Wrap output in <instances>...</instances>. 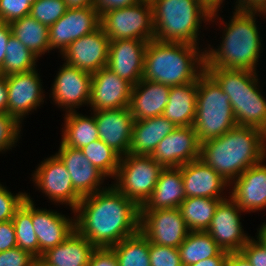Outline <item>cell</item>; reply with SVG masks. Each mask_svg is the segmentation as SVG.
<instances>
[{"mask_svg": "<svg viewBox=\"0 0 266 266\" xmlns=\"http://www.w3.org/2000/svg\"><path fill=\"white\" fill-rule=\"evenodd\" d=\"M73 213L75 230L96 248H111L140 230V207L112 184L82 197Z\"/></svg>", "mask_w": 266, "mask_h": 266, "instance_id": "cell-1", "label": "cell"}, {"mask_svg": "<svg viewBox=\"0 0 266 266\" xmlns=\"http://www.w3.org/2000/svg\"><path fill=\"white\" fill-rule=\"evenodd\" d=\"M266 158V133L237 125L216 139L201 144L200 159L230 185L246 169Z\"/></svg>", "mask_w": 266, "mask_h": 266, "instance_id": "cell-2", "label": "cell"}, {"mask_svg": "<svg viewBox=\"0 0 266 266\" xmlns=\"http://www.w3.org/2000/svg\"><path fill=\"white\" fill-rule=\"evenodd\" d=\"M204 71V51L198 45L155 39L147 43L142 79L173 87L198 80Z\"/></svg>", "mask_w": 266, "mask_h": 266, "instance_id": "cell-3", "label": "cell"}, {"mask_svg": "<svg viewBox=\"0 0 266 266\" xmlns=\"http://www.w3.org/2000/svg\"><path fill=\"white\" fill-rule=\"evenodd\" d=\"M258 13L238 10L233 12L229 25H224V36L219 47H208V50H204L205 67L256 72L262 49L260 31L255 23V15Z\"/></svg>", "mask_w": 266, "mask_h": 266, "instance_id": "cell-4", "label": "cell"}, {"mask_svg": "<svg viewBox=\"0 0 266 266\" xmlns=\"http://www.w3.org/2000/svg\"><path fill=\"white\" fill-rule=\"evenodd\" d=\"M218 82L230 103L237 125L261 129L266 133V99L258 88L254 71L205 67Z\"/></svg>", "mask_w": 266, "mask_h": 266, "instance_id": "cell-5", "label": "cell"}, {"mask_svg": "<svg viewBox=\"0 0 266 266\" xmlns=\"http://www.w3.org/2000/svg\"><path fill=\"white\" fill-rule=\"evenodd\" d=\"M154 39L198 45L202 21L211 13L199 0H151Z\"/></svg>", "mask_w": 266, "mask_h": 266, "instance_id": "cell-6", "label": "cell"}, {"mask_svg": "<svg viewBox=\"0 0 266 266\" xmlns=\"http://www.w3.org/2000/svg\"><path fill=\"white\" fill-rule=\"evenodd\" d=\"M237 126L230 103L218 82L205 70L197 82L196 116L193 127L200 144L216 139Z\"/></svg>", "mask_w": 266, "mask_h": 266, "instance_id": "cell-7", "label": "cell"}, {"mask_svg": "<svg viewBox=\"0 0 266 266\" xmlns=\"http://www.w3.org/2000/svg\"><path fill=\"white\" fill-rule=\"evenodd\" d=\"M162 169L151 156L128 153L120 158L113 186L141 207L153 193Z\"/></svg>", "mask_w": 266, "mask_h": 266, "instance_id": "cell-8", "label": "cell"}, {"mask_svg": "<svg viewBox=\"0 0 266 266\" xmlns=\"http://www.w3.org/2000/svg\"><path fill=\"white\" fill-rule=\"evenodd\" d=\"M100 27L110 40L154 39L151 1L142 0L130 7L113 9L100 16Z\"/></svg>", "mask_w": 266, "mask_h": 266, "instance_id": "cell-9", "label": "cell"}, {"mask_svg": "<svg viewBox=\"0 0 266 266\" xmlns=\"http://www.w3.org/2000/svg\"><path fill=\"white\" fill-rule=\"evenodd\" d=\"M140 231L154 244L178 248L190 230L179 208L140 211Z\"/></svg>", "mask_w": 266, "mask_h": 266, "instance_id": "cell-10", "label": "cell"}, {"mask_svg": "<svg viewBox=\"0 0 266 266\" xmlns=\"http://www.w3.org/2000/svg\"><path fill=\"white\" fill-rule=\"evenodd\" d=\"M32 176L38 190H42L55 203L69 205L72 211L82 199L74 190L65 165L56 155L44 159Z\"/></svg>", "mask_w": 266, "mask_h": 266, "instance_id": "cell-11", "label": "cell"}, {"mask_svg": "<svg viewBox=\"0 0 266 266\" xmlns=\"http://www.w3.org/2000/svg\"><path fill=\"white\" fill-rule=\"evenodd\" d=\"M62 66L54 80L50 95L55 104L66 109V113L76 112L78 106H88L90 102L92 73L67 63Z\"/></svg>", "mask_w": 266, "mask_h": 266, "instance_id": "cell-12", "label": "cell"}, {"mask_svg": "<svg viewBox=\"0 0 266 266\" xmlns=\"http://www.w3.org/2000/svg\"><path fill=\"white\" fill-rule=\"evenodd\" d=\"M228 198L218 204L207 232L224 251L240 252L250 236L244 233L240 222L239 213L243 211Z\"/></svg>", "mask_w": 266, "mask_h": 266, "instance_id": "cell-13", "label": "cell"}, {"mask_svg": "<svg viewBox=\"0 0 266 266\" xmlns=\"http://www.w3.org/2000/svg\"><path fill=\"white\" fill-rule=\"evenodd\" d=\"M100 27V15L94 7L67 9L65 14L49 27L50 51H63L73 41L92 33Z\"/></svg>", "mask_w": 266, "mask_h": 266, "instance_id": "cell-14", "label": "cell"}, {"mask_svg": "<svg viewBox=\"0 0 266 266\" xmlns=\"http://www.w3.org/2000/svg\"><path fill=\"white\" fill-rule=\"evenodd\" d=\"M200 149L193 126L177 127L158 143L151 157L163 168L180 167L199 159Z\"/></svg>", "mask_w": 266, "mask_h": 266, "instance_id": "cell-15", "label": "cell"}, {"mask_svg": "<svg viewBox=\"0 0 266 266\" xmlns=\"http://www.w3.org/2000/svg\"><path fill=\"white\" fill-rule=\"evenodd\" d=\"M8 89L7 113L20 122L24 116L42 104L44 99L41 79L36 69L6 76Z\"/></svg>", "mask_w": 266, "mask_h": 266, "instance_id": "cell-16", "label": "cell"}, {"mask_svg": "<svg viewBox=\"0 0 266 266\" xmlns=\"http://www.w3.org/2000/svg\"><path fill=\"white\" fill-rule=\"evenodd\" d=\"M110 39L99 27L68 45L61 54L65 63L94 73L107 66Z\"/></svg>", "mask_w": 266, "mask_h": 266, "instance_id": "cell-17", "label": "cell"}, {"mask_svg": "<svg viewBox=\"0 0 266 266\" xmlns=\"http://www.w3.org/2000/svg\"><path fill=\"white\" fill-rule=\"evenodd\" d=\"M133 85L108 67L92 73L89 106L93 111L129 107Z\"/></svg>", "mask_w": 266, "mask_h": 266, "instance_id": "cell-18", "label": "cell"}, {"mask_svg": "<svg viewBox=\"0 0 266 266\" xmlns=\"http://www.w3.org/2000/svg\"><path fill=\"white\" fill-rule=\"evenodd\" d=\"M99 139L121 157L127 155L132 142L134 119L130 108L93 111Z\"/></svg>", "mask_w": 266, "mask_h": 266, "instance_id": "cell-19", "label": "cell"}, {"mask_svg": "<svg viewBox=\"0 0 266 266\" xmlns=\"http://www.w3.org/2000/svg\"><path fill=\"white\" fill-rule=\"evenodd\" d=\"M147 43L138 39L110 40L106 67L136 85L142 79Z\"/></svg>", "mask_w": 266, "mask_h": 266, "instance_id": "cell-20", "label": "cell"}, {"mask_svg": "<svg viewBox=\"0 0 266 266\" xmlns=\"http://www.w3.org/2000/svg\"><path fill=\"white\" fill-rule=\"evenodd\" d=\"M55 155L65 165L73 188L81 197L106 189L100 186L106 176L92 165L81 149L68 147L60 142L58 153Z\"/></svg>", "mask_w": 266, "mask_h": 266, "instance_id": "cell-21", "label": "cell"}, {"mask_svg": "<svg viewBox=\"0 0 266 266\" xmlns=\"http://www.w3.org/2000/svg\"><path fill=\"white\" fill-rule=\"evenodd\" d=\"M31 201V220L39 244V257L48 249L61 244L75 230V219H70L57 211L36 209L34 201Z\"/></svg>", "mask_w": 266, "mask_h": 266, "instance_id": "cell-22", "label": "cell"}, {"mask_svg": "<svg viewBox=\"0 0 266 266\" xmlns=\"http://www.w3.org/2000/svg\"><path fill=\"white\" fill-rule=\"evenodd\" d=\"M263 161L246 169L231 183L229 195L243 212L266 208V165Z\"/></svg>", "mask_w": 266, "mask_h": 266, "instance_id": "cell-23", "label": "cell"}, {"mask_svg": "<svg viewBox=\"0 0 266 266\" xmlns=\"http://www.w3.org/2000/svg\"><path fill=\"white\" fill-rule=\"evenodd\" d=\"M181 175L187 197L226 199L222 196L230 184L202 159L181 166Z\"/></svg>", "mask_w": 266, "mask_h": 266, "instance_id": "cell-24", "label": "cell"}, {"mask_svg": "<svg viewBox=\"0 0 266 266\" xmlns=\"http://www.w3.org/2000/svg\"><path fill=\"white\" fill-rule=\"evenodd\" d=\"M169 86L141 79L132 87L130 111L135 121L163 115L170 93Z\"/></svg>", "mask_w": 266, "mask_h": 266, "instance_id": "cell-25", "label": "cell"}, {"mask_svg": "<svg viewBox=\"0 0 266 266\" xmlns=\"http://www.w3.org/2000/svg\"><path fill=\"white\" fill-rule=\"evenodd\" d=\"M185 198L181 166L163 168L153 193L140 207V211L179 208Z\"/></svg>", "mask_w": 266, "mask_h": 266, "instance_id": "cell-26", "label": "cell"}, {"mask_svg": "<svg viewBox=\"0 0 266 266\" xmlns=\"http://www.w3.org/2000/svg\"><path fill=\"white\" fill-rule=\"evenodd\" d=\"M176 128L163 115L134 121L129 154L151 156L158 143Z\"/></svg>", "mask_w": 266, "mask_h": 266, "instance_id": "cell-27", "label": "cell"}, {"mask_svg": "<svg viewBox=\"0 0 266 266\" xmlns=\"http://www.w3.org/2000/svg\"><path fill=\"white\" fill-rule=\"evenodd\" d=\"M95 248L74 230L61 244L44 252L41 258L51 266H88Z\"/></svg>", "mask_w": 266, "mask_h": 266, "instance_id": "cell-28", "label": "cell"}, {"mask_svg": "<svg viewBox=\"0 0 266 266\" xmlns=\"http://www.w3.org/2000/svg\"><path fill=\"white\" fill-rule=\"evenodd\" d=\"M197 82L170 88L169 99L163 116L176 127L193 126L196 116Z\"/></svg>", "mask_w": 266, "mask_h": 266, "instance_id": "cell-29", "label": "cell"}, {"mask_svg": "<svg viewBox=\"0 0 266 266\" xmlns=\"http://www.w3.org/2000/svg\"><path fill=\"white\" fill-rule=\"evenodd\" d=\"M12 35L22 42L37 57L49 52V27L30 14L9 23Z\"/></svg>", "mask_w": 266, "mask_h": 266, "instance_id": "cell-30", "label": "cell"}, {"mask_svg": "<svg viewBox=\"0 0 266 266\" xmlns=\"http://www.w3.org/2000/svg\"><path fill=\"white\" fill-rule=\"evenodd\" d=\"M65 124L61 142L68 147L81 149L99 139L97 123L93 116H84L76 112L65 113Z\"/></svg>", "mask_w": 266, "mask_h": 266, "instance_id": "cell-31", "label": "cell"}, {"mask_svg": "<svg viewBox=\"0 0 266 266\" xmlns=\"http://www.w3.org/2000/svg\"><path fill=\"white\" fill-rule=\"evenodd\" d=\"M182 266H189L199 261L219 255L223 249L207 231H190L178 247Z\"/></svg>", "mask_w": 266, "mask_h": 266, "instance_id": "cell-32", "label": "cell"}, {"mask_svg": "<svg viewBox=\"0 0 266 266\" xmlns=\"http://www.w3.org/2000/svg\"><path fill=\"white\" fill-rule=\"evenodd\" d=\"M224 199L187 197L179 210L190 231H207L218 204Z\"/></svg>", "mask_w": 266, "mask_h": 266, "instance_id": "cell-33", "label": "cell"}, {"mask_svg": "<svg viewBox=\"0 0 266 266\" xmlns=\"http://www.w3.org/2000/svg\"><path fill=\"white\" fill-rule=\"evenodd\" d=\"M111 248L118 266H150L149 240L140 230Z\"/></svg>", "mask_w": 266, "mask_h": 266, "instance_id": "cell-34", "label": "cell"}, {"mask_svg": "<svg viewBox=\"0 0 266 266\" xmlns=\"http://www.w3.org/2000/svg\"><path fill=\"white\" fill-rule=\"evenodd\" d=\"M12 222L15 227L17 247L39 257V244L31 220V201L27 198L16 210Z\"/></svg>", "mask_w": 266, "mask_h": 266, "instance_id": "cell-35", "label": "cell"}, {"mask_svg": "<svg viewBox=\"0 0 266 266\" xmlns=\"http://www.w3.org/2000/svg\"><path fill=\"white\" fill-rule=\"evenodd\" d=\"M6 47V55L0 75L7 76L36 69L38 57L12 34Z\"/></svg>", "mask_w": 266, "mask_h": 266, "instance_id": "cell-36", "label": "cell"}, {"mask_svg": "<svg viewBox=\"0 0 266 266\" xmlns=\"http://www.w3.org/2000/svg\"><path fill=\"white\" fill-rule=\"evenodd\" d=\"M81 151L106 177H115L121 156L105 142L98 139L81 148Z\"/></svg>", "mask_w": 266, "mask_h": 266, "instance_id": "cell-37", "label": "cell"}, {"mask_svg": "<svg viewBox=\"0 0 266 266\" xmlns=\"http://www.w3.org/2000/svg\"><path fill=\"white\" fill-rule=\"evenodd\" d=\"M67 9L64 0H33L30 15L50 27L65 14Z\"/></svg>", "mask_w": 266, "mask_h": 266, "instance_id": "cell-38", "label": "cell"}, {"mask_svg": "<svg viewBox=\"0 0 266 266\" xmlns=\"http://www.w3.org/2000/svg\"><path fill=\"white\" fill-rule=\"evenodd\" d=\"M21 122L14 116L0 114V152L10 150L20 138Z\"/></svg>", "mask_w": 266, "mask_h": 266, "instance_id": "cell-39", "label": "cell"}, {"mask_svg": "<svg viewBox=\"0 0 266 266\" xmlns=\"http://www.w3.org/2000/svg\"><path fill=\"white\" fill-rule=\"evenodd\" d=\"M150 266H182L178 248L160 246L149 241Z\"/></svg>", "mask_w": 266, "mask_h": 266, "instance_id": "cell-40", "label": "cell"}, {"mask_svg": "<svg viewBox=\"0 0 266 266\" xmlns=\"http://www.w3.org/2000/svg\"><path fill=\"white\" fill-rule=\"evenodd\" d=\"M27 195L26 192L13 195L0 183V222L12 220L16 210L27 199Z\"/></svg>", "mask_w": 266, "mask_h": 266, "instance_id": "cell-41", "label": "cell"}, {"mask_svg": "<svg viewBox=\"0 0 266 266\" xmlns=\"http://www.w3.org/2000/svg\"><path fill=\"white\" fill-rule=\"evenodd\" d=\"M33 0H0V21L10 23L30 14Z\"/></svg>", "mask_w": 266, "mask_h": 266, "instance_id": "cell-42", "label": "cell"}, {"mask_svg": "<svg viewBox=\"0 0 266 266\" xmlns=\"http://www.w3.org/2000/svg\"><path fill=\"white\" fill-rule=\"evenodd\" d=\"M34 258L29 252L14 247L0 252V266H32Z\"/></svg>", "mask_w": 266, "mask_h": 266, "instance_id": "cell-43", "label": "cell"}, {"mask_svg": "<svg viewBox=\"0 0 266 266\" xmlns=\"http://www.w3.org/2000/svg\"><path fill=\"white\" fill-rule=\"evenodd\" d=\"M240 252L252 266H266V249L258 240L251 237Z\"/></svg>", "mask_w": 266, "mask_h": 266, "instance_id": "cell-44", "label": "cell"}, {"mask_svg": "<svg viewBox=\"0 0 266 266\" xmlns=\"http://www.w3.org/2000/svg\"><path fill=\"white\" fill-rule=\"evenodd\" d=\"M88 266H118V261L112 248H95Z\"/></svg>", "mask_w": 266, "mask_h": 266, "instance_id": "cell-45", "label": "cell"}, {"mask_svg": "<svg viewBox=\"0 0 266 266\" xmlns=\"http://www.w3.org/2000/svg\"><path fill=\"white\" fill-rule=\"evenodd\" d=\"M17 247L15 227L12 220L0 222V252Z\"/></svg>", "mask_w": 266, "mask_h": 266, "instance_id": "cell-46", "label": "cell"}, {"mask_svg": "<svg viewBox=\"0 0 266 266\" xmlns=\"http://www.w3.org/2000/svg\"><path fill=\"white\" fill-rule=\"evenodd\" d=\"M140 1L142 0H94L93 7L101 16L110 10L130 7Z\"/></svg>", "mask_w": 266, "mask_h": 266, "instance_id": "cell-47", "label": "cell"}, {"mask_svg": "<svg viewBox=\"0 0 266 266\" xmlns=\"http://www.w3.org/2000/svg\"><path fill=\"white\" fill-rule=\"evenodd\" d=\"M236 3L234 10L259 12L260 15H266V0H237Z\"/></svg>", "mask_w": 266, "mask_h": 266, "instance_id": "cell-48", "label": "cell"}, {"mask_svg": "<svg viewBox=\"0 0 266 266\" xmlns=\"http://www.w3.org/2000/svg\"><path fill=\"white\" fill-rule=\"evenodd\" d=\"M12 32L9 23L0 21V70L2 68L4 57L6 55V45Z\"/></svg>", "mask_w": 266, "mask_h": 266, "instance_id": "cell-49", "label": "cell"}, {"mask_svg": "<svg viewBox=\"0 0 266 266\" xmlns=\"http://www.w3.org/2000/svg\"><path fill=\"white\" fill-rule=\"evenodd\" d=\"M227 256L228 252L223 250L219 255L215 257L199 261L189 266H226Z\"/></svg>", "mask_w": 266, "mask_h": 266, "instance_id": "cell-50", "label": "cell"}, {"mask_svg": "<svg viewBox=\"0 0 266 266\" xmlns=\"http://www.w3.org/2000/svg\"><path fill=\"white\" fill-rule=\"evenodd\" d=\"M226 266H252L241 252H228Z\"/></svg>", "mask_w": 266, "mask_h": 266, "instance_id": "cell-51", "label": "cell"}, {"mask_svg": "<svg viewBox=\"0 0 266 266\" xmlns=\"http://www.w3.org/2000/svg\"><path fill=\"white\" fill-rule=\"evenodd\" d=\"M8 89L6 76L0 75V114L7 113Z\"/></svg>", "mask_w": 266, "mask_h": 266, "instance_id": "cell-52", "label": "cell"}, {"mask_svg": "<svg viewBox=\"0 0 266 266\" xmlns=\"http://www.w3.org/2000/svg\"><path fill=\"white\" fill-rule=\"evenodd\" d=\"M224 0H199V2L211 13L210 21L216 20L219 8Z\"/></svg>", "mask_w": 266, "mask_h": 266, "instance_id": "cell-53", "label": "cell"}, {"mask_svg": "<svg viewBox=\"0 0 266 266\" xmlns=\"http://www.w3.org/2000/svg\"><path fill=\"white\" fill-rule=\"evenodd\" d=\"M68 9L93 7L94 0H64Z\"/></svg>", "mask_w": 266, "mask_h": 266, "instance_id": "cell-54", "label": "cell"}, {"mask_svg": "<svg viewBox=\"0 0 266 266\" xmlns=\"http://www.w3.org/2000/svg\"><path fill=\"white\" fill-rule=\"evenodd\" d=\"M258 236L257 240L261 243V245L266 249V223L264 222L260 228H258Z\"/></svg>", "mask_w": 266, "mask_h": 266, "instance_id": "cell-55", "label": "cell"}, {"mask_svg": "<svg viewBox=\"0 0 266 266\" xmlns=\"http://www.w3.org/2000/svg\"><path fill=\"white\" fill-rule=\"evenodd\" d=\"M32 266H51L46 261H44L41 257L34 258Z\"/></svg>", "mask_w": 266, "mask_h": 266, "instance_id": "cell-56", "label": "cell"}]
</instances>
